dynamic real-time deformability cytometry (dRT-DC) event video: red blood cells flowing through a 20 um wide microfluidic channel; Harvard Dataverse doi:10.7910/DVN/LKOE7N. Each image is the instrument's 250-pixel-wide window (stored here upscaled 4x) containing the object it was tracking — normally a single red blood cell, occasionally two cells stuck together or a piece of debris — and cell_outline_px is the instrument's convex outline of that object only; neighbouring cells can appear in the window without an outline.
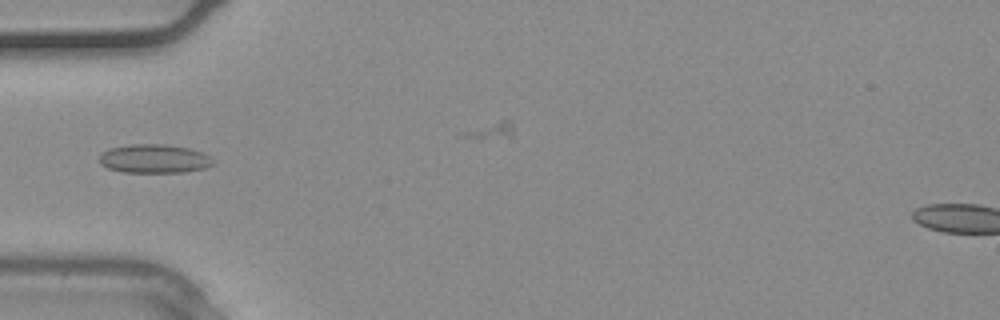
{"species": "common noctule bat (a hibernating species)", "species_latin": "Nyctalus noctula", "temperature_condition": "warm", "stored_images_in_passage": 5, "camera_frame_rate_fps": 3000, "um_per_image_px": 0.085, "animal": {"sex": "male", "body_mass_g": 20.4}, "frame": {"image": 1, "passage_image": 4, "time_ms": 1.0, "image_size_px": [1000, 320], "cell_outline_px": [[212, 164], [204, 168], [184, 172], [124, 172], [108, 168], [100, 164], [100, 152], [108, 148], [128, 144], [164, 144], [188, 148], [204, 152], [212, 160]], "centroid_in_image_um": [13.06, 13.48], "position_along_channel_um": 71.9, "area_um2": 19.07}}